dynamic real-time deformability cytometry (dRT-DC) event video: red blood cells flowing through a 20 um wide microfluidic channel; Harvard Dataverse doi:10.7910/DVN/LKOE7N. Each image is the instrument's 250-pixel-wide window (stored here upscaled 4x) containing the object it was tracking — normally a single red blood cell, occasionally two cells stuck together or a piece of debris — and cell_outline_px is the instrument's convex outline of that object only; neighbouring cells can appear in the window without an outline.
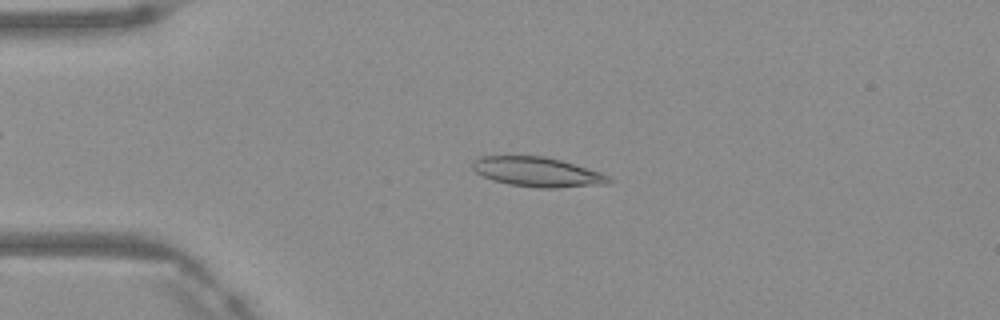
{"species": "Egyptian fruit bat (a non-hibernating species)", "species_latin": "Rousettus aegyptiacus", "temperature_condition": "warm", "stored_images_in_passage": 49, "camera_frame_rate_fps": 3000, "um_per_image_px": 0.085, "frame": {"image": 1, "passage_image": 12, "time_ms": 3.667, "image_size_px": [1000, 320], "cell_outline_px": [[612, 180], [608, 184], [556, 188], [540, 188], [508, 184], [492, 180], [476, 172], [472, 168], [472, 164], [480, 156], [544, 156], [560, 160], [600, 172], [608, 176]], "centroid_in_image_um": [45.68, 14.62], "position_along_channel_um": 39.3, "area_um2": 23.35}}
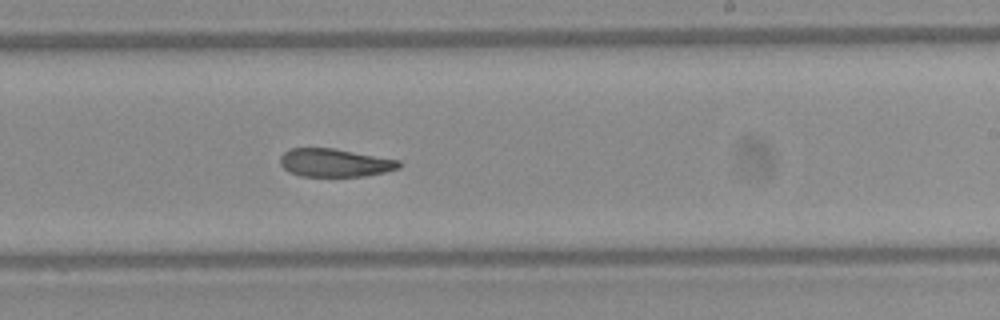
{"frame": {"image": 2, "passage_image": 30, "time_ms": 9.667, "image_size_px": [1000, 320], "cell_outline_px": [[404, 164], [400, 168], [384, 172], [364, 176], [300, 176], [288, 172], [280, 164], [280, 156], [284, 152], [292, 148], [332, 148], [400, 160]], "centroid_in_image_um": [28.47, 13.84], "position_along_channel_um": 260.5, "area_um2": 19.54}}
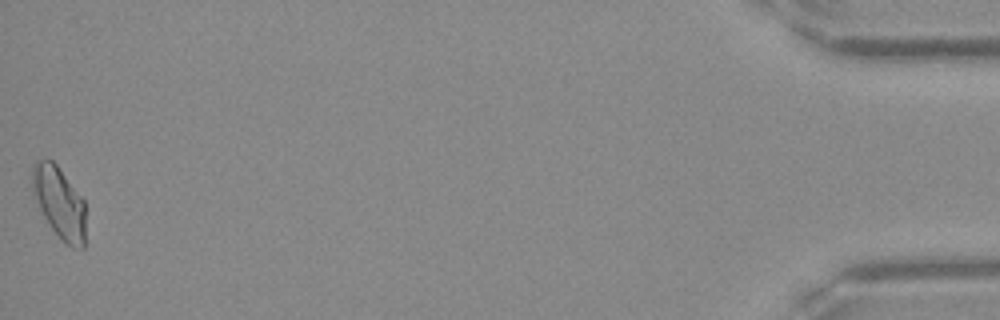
{"frame": {"image": 3, "passage_image": 49, "time_ms": 16.0, "image_size_px": [1000, 320], "cell_outline_px": [[84, 248], [72, 248], [64, 244], [52, 228], [44, 216], [32, 192], [32, 164], [36, 160], [52, 160], [56, 164], [84, 200]], "centroid_in_image_um": [5.03, 17.22], "position_along_channel_um": 430.2, "area_um2": 22.02}, "authors_computed_cell_mechanics": {"area_um2": 21.5016, "velocity_mm_per_s": 4.1781, "shape_relaxation_time_tau1_ms": 10.8885, "shape_relaxation_time_tau2_ms": 3.6482, "deformation_change_tau1": 0.2421, "deformation_change_tau2": 0.1112}}